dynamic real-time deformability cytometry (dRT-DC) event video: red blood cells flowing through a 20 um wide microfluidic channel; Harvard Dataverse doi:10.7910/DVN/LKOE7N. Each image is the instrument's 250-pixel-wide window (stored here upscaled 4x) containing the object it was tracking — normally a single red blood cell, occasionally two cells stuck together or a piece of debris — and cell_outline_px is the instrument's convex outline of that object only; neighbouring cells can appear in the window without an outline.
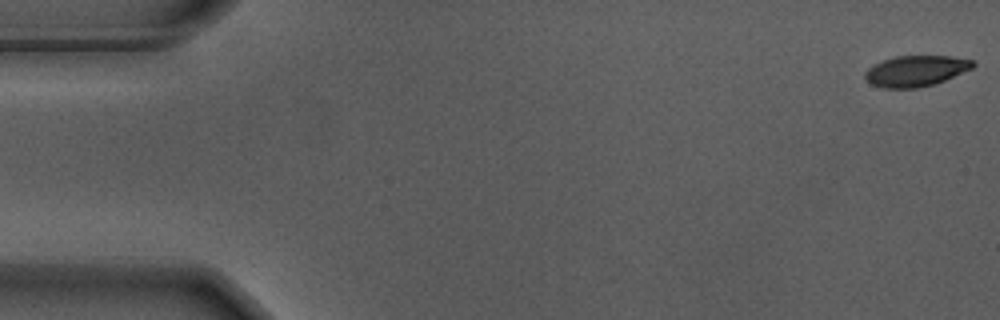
{"species": "Egyptian fruit bat (a non-hibernating species)", "species_latin": "Rousettus aegyptiacus", "temperature_condition": "warm", "stored_images_in_passage": 56, "camera_frame_rate_fps": 3000, "um_per_image_px": 0.085, "animal": {"sex": "male"}, "frame": {"image": 1, "passage_image": 1, "time_ms": 0.0, "image_size_px": [1000, 320], "cell_outline_px": [[976, 64], [972, 68], [936, 84], [916, 88], [884, 88], [872, 84], [864, 80], [864, 72], [868, 68], [884, 60], [896, 56], [948, 56], [972, 60]], "centroid_in_image_um": [77.83, 6.04], "position_along_channel_um": 7.2, "area_um2": 19.31}}
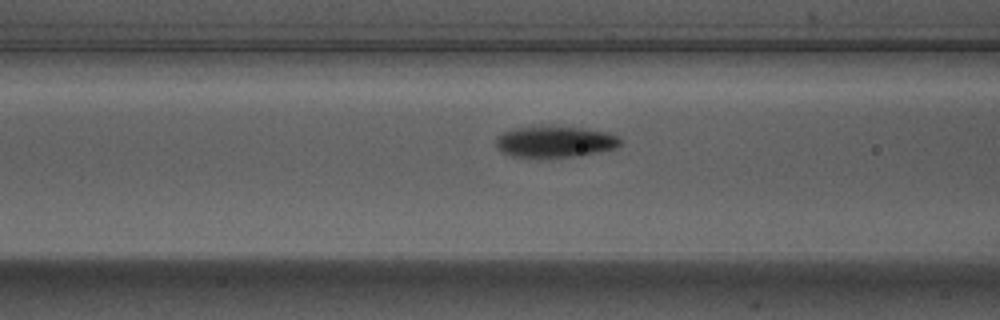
{"frame": {"image": 2, "passage_image": 22, "time_ms": 7.0, "image_size_px": [1000, 320], "cell_outline_px": [[620, 144], [616, 148], [580, 156], [512, 156], [496, 148], [496, 136], [512, 128], [536, 124], [584, 128], [608, 132], [616, 136], [620, 140]], "centroid_in_image_um": [47.14, 12.0], "position_along_channel_um": 119.5, "area_um2": 22.89}}
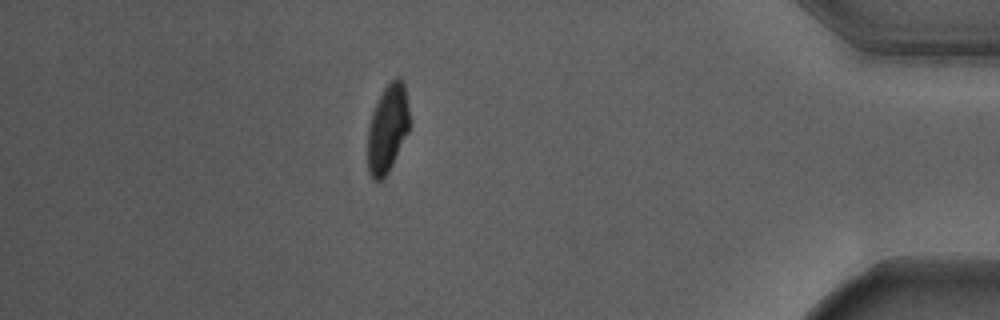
{"frame": {"image": 3, "passage_image": 49, "time_ms": 16.0, "image_size_px": [1000, 320], "cell_outline_px": [[408, 132], [388, 172], [380, 180], [372, 180], [368, 172], [368, 128], [372, 112], [384, 88], [396, 76], [400, 76], [404, 80], [408, 108]], "centroid_in_image_um": [32.93, 10.91], "position_along_channel_um": 402.3, "area_um2": 21.21}, "authors_computed_cell_mechanics": {"area_um2": 22.0218, "velocity_mm_per_s": 3.6757, "shape_relaxation_time_tau1_ms": 2.5944, "shape_relaxation_time_tau2_ms": null, "deformation_change_tau1": 0.1602, "deformation_change_tau2": null}}